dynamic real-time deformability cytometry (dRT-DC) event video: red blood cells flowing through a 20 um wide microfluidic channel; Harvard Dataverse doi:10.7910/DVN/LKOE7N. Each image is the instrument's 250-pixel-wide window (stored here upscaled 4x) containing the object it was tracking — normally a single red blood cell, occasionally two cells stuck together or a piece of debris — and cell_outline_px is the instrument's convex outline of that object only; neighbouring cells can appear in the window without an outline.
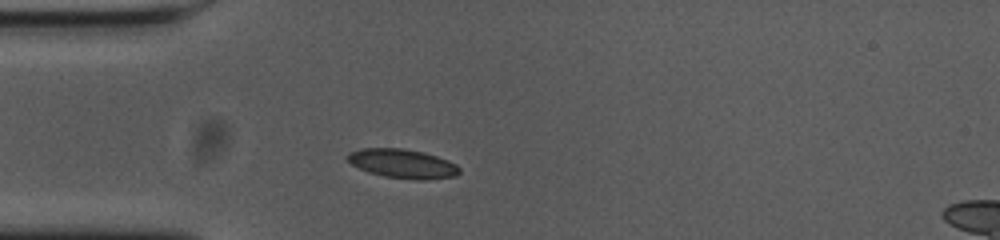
{"species": "common noctule bat (a hibernating species)", "species_latin": "Nyctalus noctula", "temperature_condition": "cold", "stored_images_in_passage": 41, "camera_frame_rate_fps": 3000, "um_per_image_px": 0.085, "animal": {"sex": "female", "body_mass_g": 23.0, "forearm_length_mm": 53.4}, "frame": {"image": 1, "passage_image": 1, "time_ms": 0.0, "image_size_px": [1000, 240], "cell_outline_px": [[460, 172], [456, 176], [420, 180], [416, 180], [384, 176], [368, 172], [352, 164], [348, 160], [348, 156], [352, 152], [360, 148], [400, 148], [424, 152], [448, 160], [456, 164], [460, 168]], "centroid_in_image_um": [34.25, 13.91], "position_along_channel_um": 50.7, "area_um2": 18.79}}
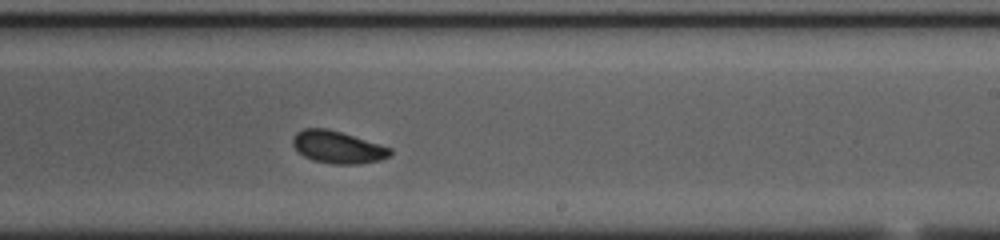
{"frame": {"image": 2, "passage_image": 19, "time_ms": 6.0, "image_size_px": [1000, 240], "cell_outline_px": [[392, 152], [388, 156], [380, 160], [360, 164], [336, 164], [312, 160], [304, 156], [292, 144], [292, 136], [296, 132], [304, 128], [328, 128], [392, 148]], "centroid_in_image_um": [28.68, 12.5], "position_along_channel_um": 260.3, "area_um2": 18.26}}
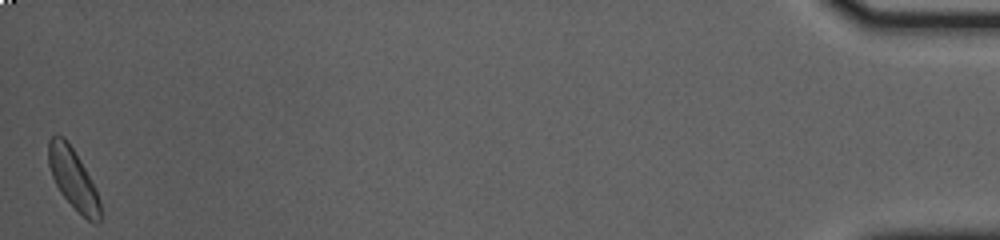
{"frame": {"image": 3, "passage_image": 41, "time_ms": 13.333, "image_size_px": [1000, 240], "cell_outline_px": [[100, 220], [96, 224], [92, 224], [60, 192], [52, 176], [48, 164], [48, 140], [52, 136], [64, 136], [80, 160], [96, 192], [100, 204]], "centroid_in_image_um": [6.19, 15.18], "position_along_channel_um": 429.0, "area_um2": 17.57}}